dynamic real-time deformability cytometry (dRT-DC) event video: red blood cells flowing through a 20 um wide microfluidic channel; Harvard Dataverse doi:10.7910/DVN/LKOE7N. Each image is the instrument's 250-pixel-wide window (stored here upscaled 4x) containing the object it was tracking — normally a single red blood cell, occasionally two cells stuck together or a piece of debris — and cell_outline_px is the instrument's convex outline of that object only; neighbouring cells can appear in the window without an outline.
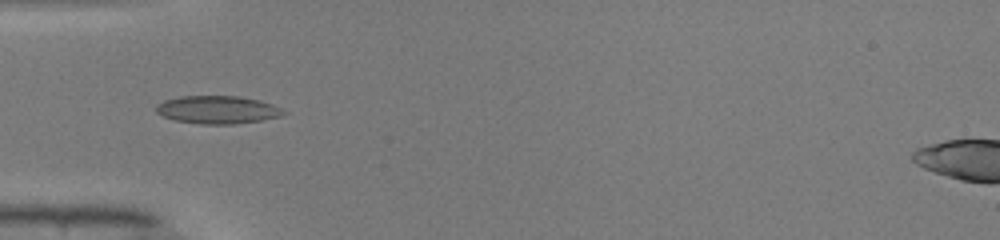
{"species": "common noctule bat (a hibernating species)", "species_latin": "Nyctalus noctula", "temperature_condition": "warm", "stored_images_in_passage": 33, "camera_frame_rate_fps": 3000, "um_per_image_px": 0.085, "animal": {"sex": "male", "body_mass_g": 19.0, "forearm_length_mm": 50.8}, "frame": {"image": 1, "passage_image": 1, "time_ms": 0.0, "image_size_px": [1000, 240], "cell_outline_px": [[284, 112], [280, 116], [260, 120], [232, 124], [204, 124], [172, 120], [156, 112], [156, 104], [164, 100], [180, 96], [236, 96], [260, 100], [272, 104], [280, 108]], "centroid_in_image_um": [18.43, 9.32], "position_along_channel_um": 66.6, "area_um2": 20.52}}
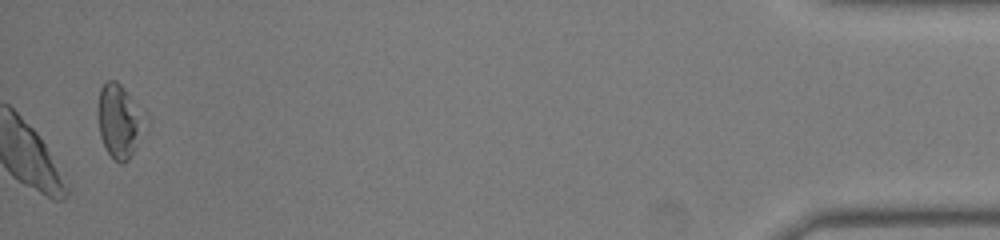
{"frame": {"image": 2, "passage_image": 33, "time_ms": 10.667, "image_size_px": [1000, 240], "cell_outline_px": [[136, 132], [132, 152], [128, 160], [124, 164], [120, 164], [112, 160], [104, 148], [100, 136], [96, 112], [100, 88], [108, 80], [116, 80], [124, 88], [128, 96], [136, 128]], "centroid_in_image_um": [9.85, 10.34], "position_along_channel_um": 425.4, "area_um2": 17.63}}